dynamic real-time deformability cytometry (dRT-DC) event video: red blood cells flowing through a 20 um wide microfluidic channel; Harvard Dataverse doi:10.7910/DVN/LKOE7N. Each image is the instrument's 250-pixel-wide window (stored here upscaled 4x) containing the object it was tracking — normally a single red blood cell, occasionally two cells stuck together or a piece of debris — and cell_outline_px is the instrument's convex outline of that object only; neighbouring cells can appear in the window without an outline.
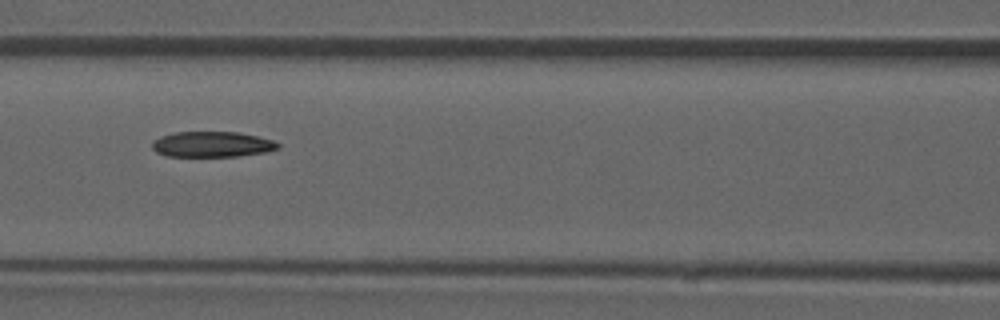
{"species": "common noctule bat (a hibernating species)", "species_latin": "Nyctalus noctula", "temperature_condition": "room temperature", "stored_images_in_passage": 52, "camera_frame_rate_fps": 3000, "um_per_image_px": 0.085, "animal": {"sex": "male", "forearm_length_mm": 52.5}, "frame": {"image": 1, "passage_image": 23, "time_ms": 7.333, "image_size_px": [1000, 320], "cell_outline_px": [[280, 148], [264, 152], [236, 156], [164, 156], [156, 152], [152, 148], [152, 140], [160, 136], [176, 132], [236, 132], [256, 136], [272, 140], [280, 144]], "centroid_in_image_um": [17.98, 12.27], "position_along_channel_um": 148.6, "area_um2": 18.67}, "authors_computed_cell_mechanics": {"area_um2": 19.9988, "velocity_mm_per_s": 3.919, "shape_relaxation_time_tau1_ms": 6.0278, "shape_relaxation_time_tau2_ms": 4.4347, "deformation_change_tau1": 0.1599, "deformation_change_tau2": 0.1003}}